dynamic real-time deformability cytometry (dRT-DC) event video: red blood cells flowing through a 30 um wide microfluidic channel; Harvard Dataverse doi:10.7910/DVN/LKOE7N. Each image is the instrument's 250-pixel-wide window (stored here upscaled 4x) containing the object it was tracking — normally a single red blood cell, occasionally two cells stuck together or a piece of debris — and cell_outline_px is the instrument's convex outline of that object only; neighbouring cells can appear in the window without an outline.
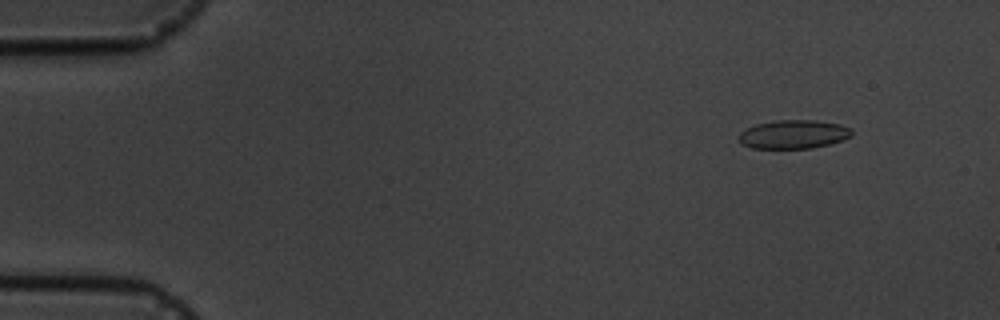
{"species": "common noctule bat (a hibernating species)", "species_latin": "Nyctalus noctula", "temperature_condition": "cold", "stored_images_in_passage": 5, "camera_frame_rate_fps": 3000, "um_per_image_px": 0.085, "animal": {"sex": "male", "body_mass_g": 19.5, "forearm_length_mm": 54.6}, "frame": {"image": 1, "passage_image": 2, "time_ms": 1.0, "image_size_px": [1000, 320], "cell_outline_px": [[852, 136], [828, 144], [812, 148], [752, 148], [740, 144], [736, 136], [740, 132], [756, 124], [776, 120], [816, 120], [840, 124], [852, 128]], "centroid_in_image_um": [67.42, 11.41], "position_along_channel_um": 17.6, "area_um2": 18.96}}
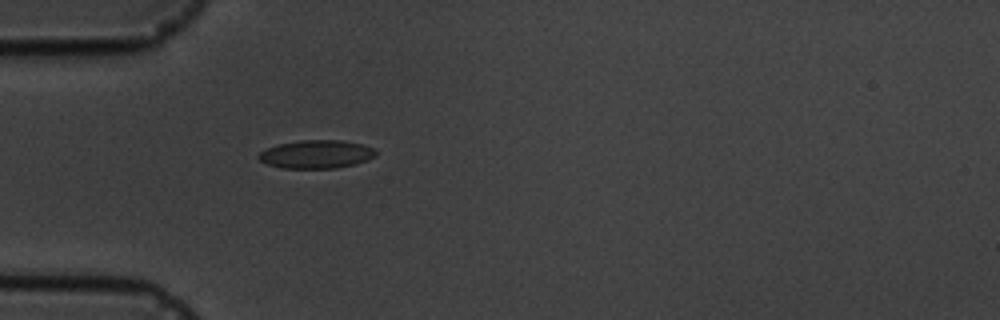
{"frame": {"image": 2, "passage_image": 5, "time_ms": 4.667, "image_size_px": [1000, 320], "cell_outline_px": [[376, 156], [368, 160], [356, 164], [336, 168], [280, 168], [268, 164], [260, 160], [256, 156], [260, 152], [268, 148], [280, 144], [300, 140], [340, 140], [364, 144], [372, 148], [376, 152]], "centroid_in_image_um": [26.91, 13.11], "position_along_channel_um": 58.1, "area_um2": 19.31}}